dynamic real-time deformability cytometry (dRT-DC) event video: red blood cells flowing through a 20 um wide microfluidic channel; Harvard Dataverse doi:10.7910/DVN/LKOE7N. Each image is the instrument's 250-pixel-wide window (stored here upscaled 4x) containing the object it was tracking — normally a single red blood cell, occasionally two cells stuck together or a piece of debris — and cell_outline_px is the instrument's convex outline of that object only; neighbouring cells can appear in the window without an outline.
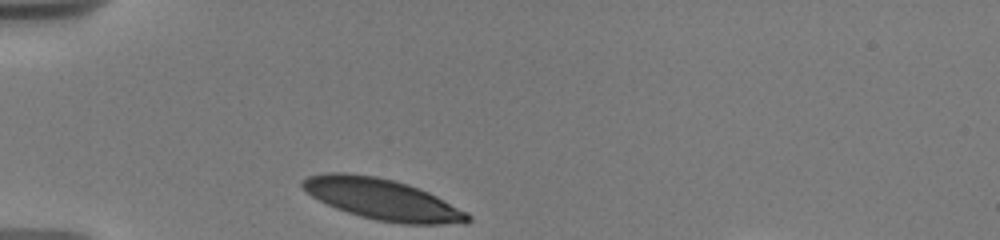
{"species": "human", "species_latin": "Homo sapiens", "temperature_condition": "warm", "stored_images_in_passage": 5, "camera_frame_rate_fps": 3000, "um_per_image_px": 0.085, "donor": {"sex": "male"}, "frame": {"image": 1, "passage_image": 1, "time_ms": 0.0, "image_size_px": [1000, 240], "cell_outline_px": [[472, 220], [468, 224], [400, 224], [376, 220], [360, 216], [336, 208], [312, 196], [300, 184], [300, 180], [308, 176], [324, 172], [344, 172], [376, 176], [408, 184], [428, 192], [468, 212], [472, 216]], "centroid_in_image_um": [32.54, 16.95], "position_along_channel_um": 52.5, "area_um2": 39.59}}
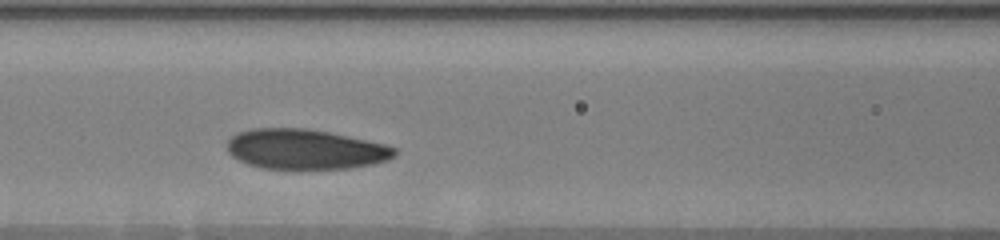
{"frame": {"image": 2, "passage_image": 4, "time_ms": 3.0, "image_size_px": [1000, 240], "cell_outline_px": [[396, 156], [388, 160], [372, 164], [348, 168], [260, 168], [248, 164], [232, 156], [228, 152], [228, 140], [232, 136], [240, 132], [252, 128], [304, 128], [328, 132], [384, 144], [396, 148]], "centroid_in_image_um": [25.94, 12.68], "position_along_channel_um": 140.7, "area_um2": 38.67}}
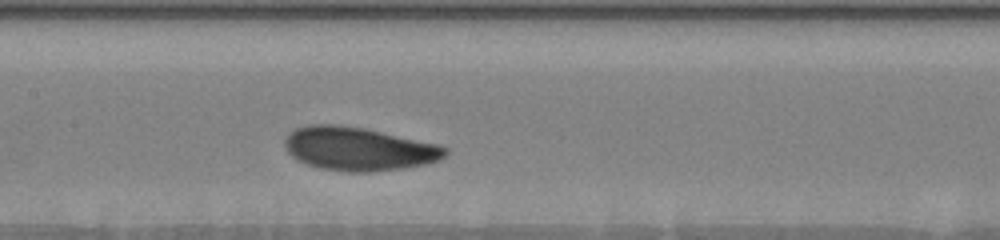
{"frame": {"image": 3, "passage_image": 5, "time_ms": 4.0, "image_size_px": [1000, 240], "cell_outline_px": [[448, 152], [440, 160], [428, 164], [372, 172], [348, 172], [320, 168], [296, 160], [288, 152], [284, 144], [284, 140], [296, 128], [308, 124], [340, 124], [364, 128], [436, 144], [448, 148]], "centroid_in_image_um": [30.47, 12.65], "position_along_channel_um": 176.9, "area_um2": 40.52}}